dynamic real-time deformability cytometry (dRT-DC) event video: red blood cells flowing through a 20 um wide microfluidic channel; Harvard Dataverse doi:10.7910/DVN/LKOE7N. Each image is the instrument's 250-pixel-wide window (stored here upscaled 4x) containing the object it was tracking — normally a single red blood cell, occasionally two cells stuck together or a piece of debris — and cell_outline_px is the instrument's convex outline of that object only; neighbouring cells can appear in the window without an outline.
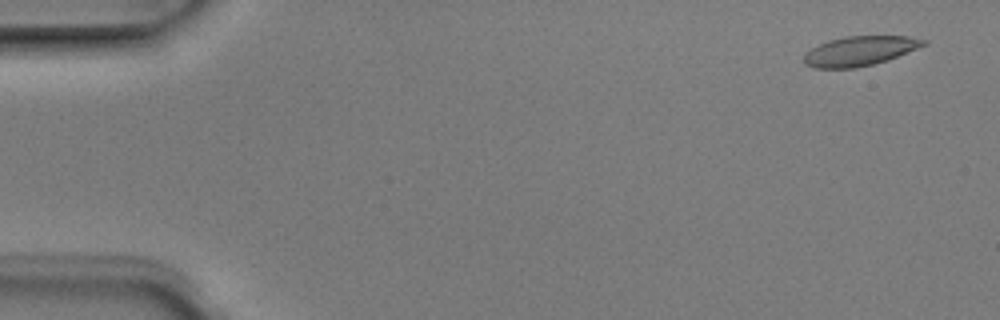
{"species": "Egyptian fruit bat (a non-hibernating species)", "species_latin": "Rousettus aegyptiacus", "temperature_condition": "room temperature", "stored_images_in_passage": 4, "camera_frame_rate_fps": 3000, "um_per_image_px": 0.085, "animal": {"sex": "male"}, "frame": {"image": 1, "passage_image": 1, "time_ms": 0.0, "image_size_px": [1000, 320], "cell_outline_px": [[928, 44], [888, 60], [872, 64], [852, 68], [812, 68], [804, 64], [804, 56], [812, 48], [828, 40], [844, 36], [908, 36], [928, 40]], "centroid_in_image_um": [73.1, 4.32], "position_along_channel_um": 11.9, "area_um2": 20.58}}
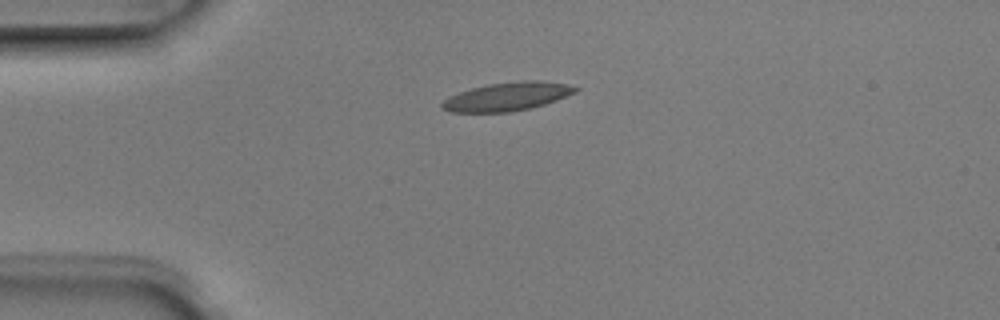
{"frame": {"image": 2, "passage_image": 3, "time_ms": 0.667, "image_size_px": [1000, 320], "cell_outline_px": [[580, 88], [576, 92], [556, 100], [532, 108], [508, 112], [448, 112], [440, 108], [440, 104], [448, 96], [472, 88], [488, 84], [520, 80], [540, 80], [568, 84]], "centroid_in_image_um": [43.1, 8.2], "position_along_channel_um": 41.9, "area_um2": 22.25}}